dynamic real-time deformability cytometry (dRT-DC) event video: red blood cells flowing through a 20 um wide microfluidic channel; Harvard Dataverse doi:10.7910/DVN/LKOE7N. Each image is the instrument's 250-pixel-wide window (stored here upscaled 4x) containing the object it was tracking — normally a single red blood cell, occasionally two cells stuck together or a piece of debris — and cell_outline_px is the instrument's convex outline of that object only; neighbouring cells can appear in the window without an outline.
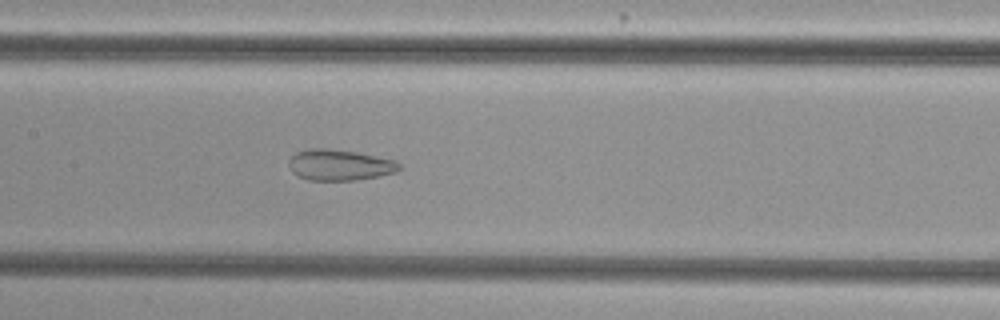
{"species": "common noctule bat (a hibernating species)", "species_latin": "Nyctalus noctula", "temperature_condition": "cold", "stored_images_in_passage": 51, "camera_frame_rate_fps": 3000, "um_per_image_px": 0.085, "animal": {"sex": "female", "body_mass_g": 29.2, "forearm_length_mm": 56.3}, "frame": {"image": 1, "passage_image": 26, "time_ms": 8.333, "image_size_px": [1000, 320], "cell_outline_px": [[404, 168], [396, 172], [380, 176], [356, 180], [308, 180], [296, 176], [292, 172], [288, 164], [288, 160], [296, 152], [312, 148], [324, 148], [356, 152], [396, 160]], "centroid_in_image_um": [28.88, 14.03], "position_along_channel_um": 178.5, "area_um2": 20.11}}
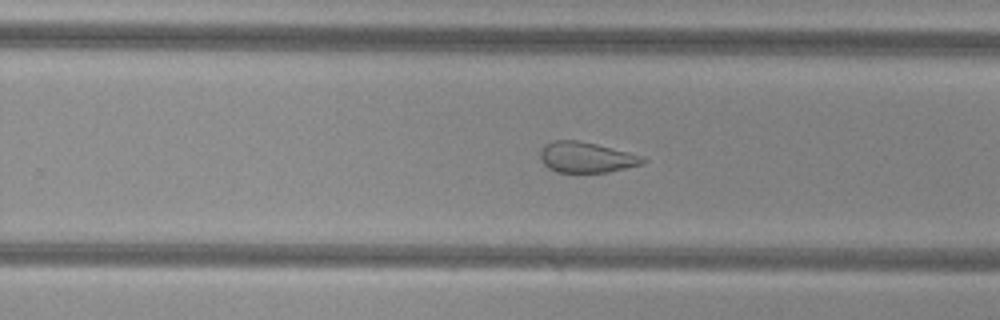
{"frame": {"image": 2, "passage_image": 34, "time_ms": 11.0, "image_size_px": [1000, 320], "cell_outline_px": [[648, 160], [640, 164], [608, 172], [556, 172], [548, 168], [544, 164], [540, 156], [540, 148], [544, 144], [552, 140], [576, 140], [596, 144], [644, 156]], "centroid_in_image_um": [49.8, 13.36], "position_along_channel_um": 280.0, "area_um2": 18.26}}
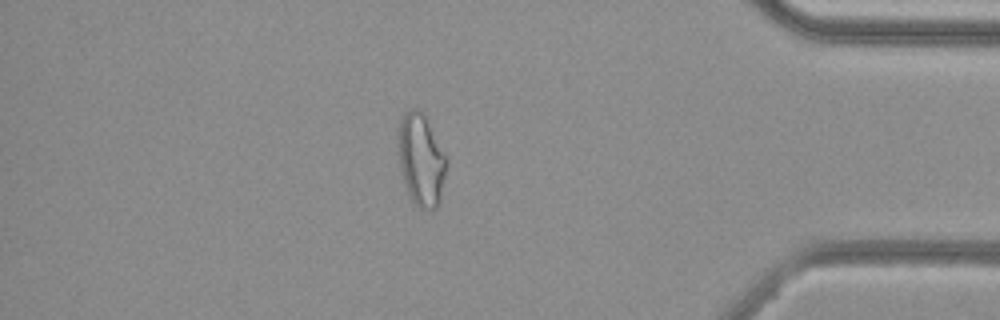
{"frame": {"image": 3, "passage_image": 46, "time_ms": 15.0, "image_size_px": [1000, 320], "cell_outline_px": [[448, 164], [440, 200], [436, 208], [416, 208], [408, 196], [404, 184], [400, 168], [396, 144], [400, 120], [404, 112], [412, 108], [420, 108], [428, 120], [448, 160]], "centroid_in_image_um": [35.77, 13.57], "position_along_channel_um": 399.4, "area_um2": 26.65}}